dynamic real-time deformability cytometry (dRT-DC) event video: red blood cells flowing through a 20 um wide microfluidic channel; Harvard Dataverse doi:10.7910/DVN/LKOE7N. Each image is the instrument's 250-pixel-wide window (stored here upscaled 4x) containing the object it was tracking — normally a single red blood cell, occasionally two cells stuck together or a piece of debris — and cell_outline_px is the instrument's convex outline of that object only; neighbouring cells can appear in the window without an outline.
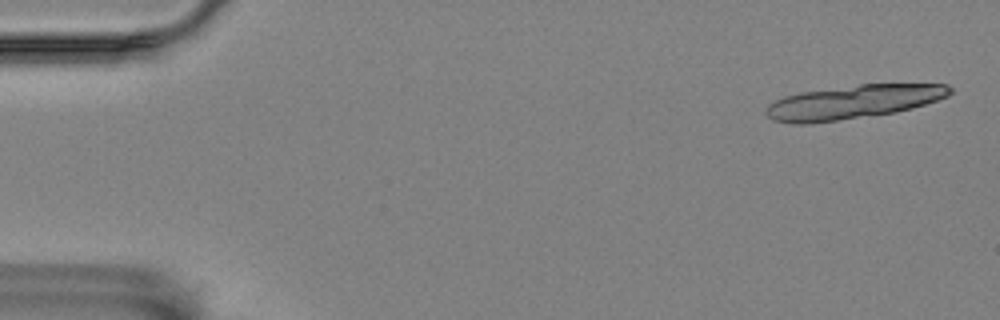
{"species": "Egyptian fruit bat (a non-hibernating species)", "species_latin": "Rousettus aegyptiacus", "temperature_condition": "room temperature", "stored_images_in_passage": 17, "camera_frame_rate_fps": 3000, "um_per_image_px": 0.085, "animal": {"sex": "female"}, "frame": {"image": 1, "passage_image": 1, "time_ms": 0.0, "image_size_px": [1000, 320], "cell_outline_px": [[952, 92], [948, 96], [912, 108], [896, 112], [812, 124], [796, 124], [772, 120], [764, 112], [764, 108], [768, 104], [784, 96], [800, 92], [860, 84], [948, 84], [952, 88]], "centroid_in_image_um": [72.47, 8.67], "position_along_channel_um": 12.5, "area_um2": 36.24}}